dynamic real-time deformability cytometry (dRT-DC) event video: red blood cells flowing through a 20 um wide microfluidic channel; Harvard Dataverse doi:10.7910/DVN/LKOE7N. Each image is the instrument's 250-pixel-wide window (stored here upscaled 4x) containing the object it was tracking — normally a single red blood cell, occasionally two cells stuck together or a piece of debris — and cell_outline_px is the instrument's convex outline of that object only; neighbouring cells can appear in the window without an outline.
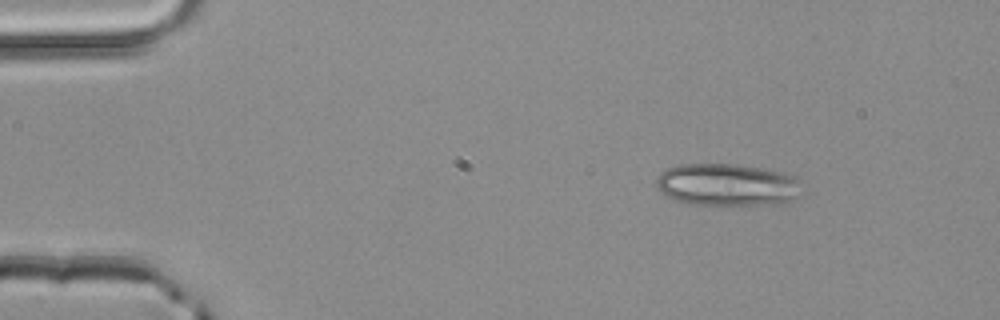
{"species": "common noctule bat (a hibernating species)", "species_latin": "Nyctalus noctula", "temperature_condition": "room temperature", "stored_images_in_passage": 2, "camera_frame_rate_fps": 3000, "um_per_image_px": 0.085, "animal": {"sex": "male", "body_mass_g": 20.4}, "frame": {"image": 1, "passage_image": 1, "time_ms": 0.0, "image_size_px": [1000, 320], "cell_outline_px": [[804, 180], [800, 196], [784, 204], [688, 204], [676, 200], [660, 192], [656, 188], [656, 180], [660, 172], [668, 168], [680, 164], [736, 164], [760, 168], [780, 172], [796, 176]], "centroid_in_image_um": [61.87, 15.7], "position_along_channel_um": 23.1, "area_um2": 36.3}}